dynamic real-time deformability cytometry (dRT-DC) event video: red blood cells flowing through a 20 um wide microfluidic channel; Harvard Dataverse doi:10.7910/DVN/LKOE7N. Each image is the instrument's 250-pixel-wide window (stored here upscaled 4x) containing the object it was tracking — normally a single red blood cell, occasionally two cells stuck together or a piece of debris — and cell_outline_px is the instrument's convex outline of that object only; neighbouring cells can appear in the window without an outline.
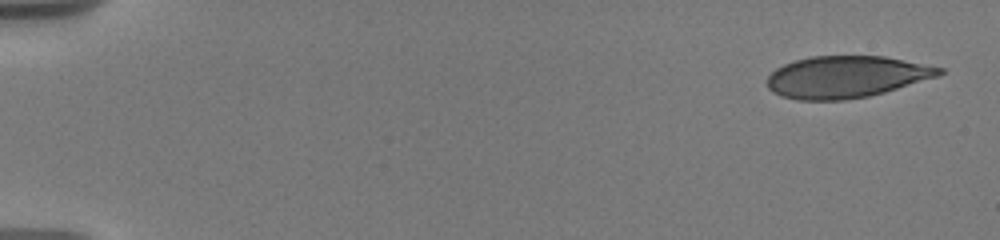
{"species": "human", "species_latin": "Homo sapiens", "temperature_condition": "warm", "stored_images_in_passage": 63, "camera_frame_rate_fps": 3000, "um_per_image_px": 0.085, "donor": {"sex": "male"}, "frame": {"image": 1, "passage_image": 1, "time_ms": 0.0, "image_size_px": [1000, 240], "cell_outline_px": [[944, 72], [940, 76], [884, 92], [868, 96], [844, 100], [796, 100], [780, 96], [772, 92], [768, 88], [768, 76], [776, 68], [784, 64], [796, 60], [812, 56], [884, 56], [944, 68]], "centroid_in_image_um": [71.93, 6.54], "position_along_channel_um": 13.1, "area_um2": 41.96}}
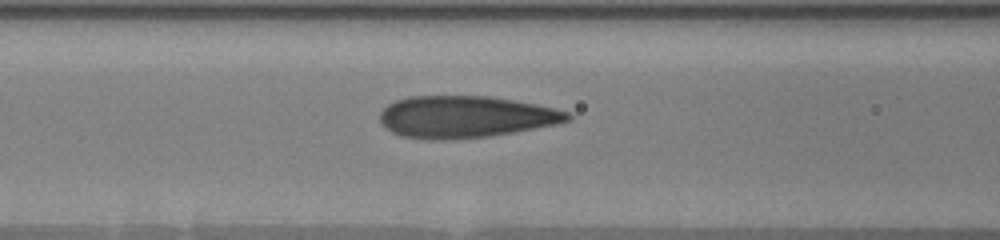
{"frame": {"image": 2, "passage_image": 31, "time_ms": 7.333, "image_size_px": [1000, 240], "cell_outline_px": [[572, 120], [556, 124], [512, 132], [488, 136], [400, 136], [384, 128], [380, 120], [380, 112], [388, 104], [396, 100], [408, 96], [488, 96], [536, 104], [556, 108], [568, 112], [572, 116]], "centroid_in_image_um": [39.6, 9.87], "position_along_channel_um": 127.0, "area_um2": 44.39}}
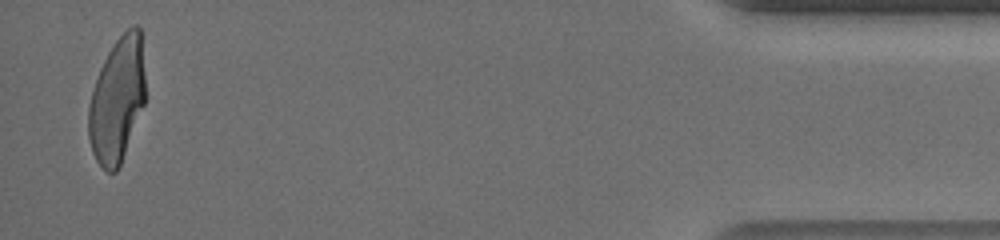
{"frame": {"image": 3, "passage_image": 61, "time_ms": 17.333, "image_size_px": [1000, 240], "cell_outline_px": [[144, 104], [120, 164], [116, 172], [108, 172], [96, 160], [92, 152], [88, 136], [88, 108], [92, 92], [100, 68], [108, 52], [116, 40], [132, 24], [136, 24], [140, 28], [144, 76]], "centroid_in_image_um": [9.94, 8.49], "position_along_channel_um": 425.3, "area_um2": 40.81}, "authors_computed_cell_mechanics": {"area_um2": 43.8124, "velocity_mm_per_s": 3.689, "shape_relaxation_time_tau1_ms": 8.381, "shape_relaxation_time_tau2_ms": null, "deformation_change_tau1": 0.3011, "deformation_change_tau2": null}}